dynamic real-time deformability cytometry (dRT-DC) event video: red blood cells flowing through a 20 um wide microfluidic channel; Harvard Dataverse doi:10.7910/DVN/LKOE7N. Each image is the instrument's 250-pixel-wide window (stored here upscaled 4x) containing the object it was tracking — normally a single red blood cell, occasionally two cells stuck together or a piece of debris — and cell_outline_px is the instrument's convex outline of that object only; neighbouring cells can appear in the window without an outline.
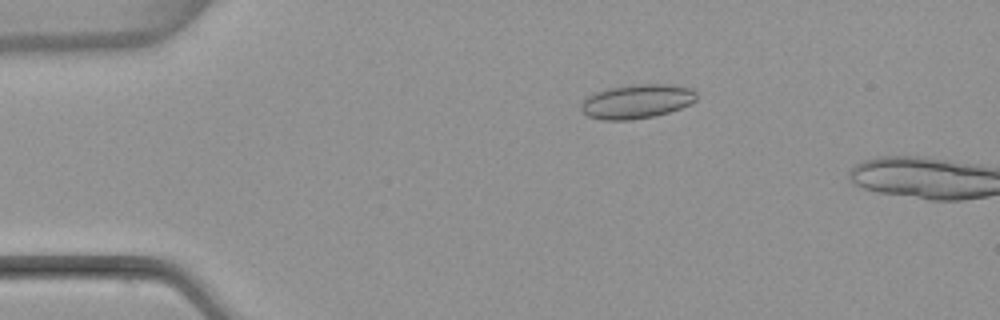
{"species": "common noctule bat (a hibernating species)", "species_latin": "Nyctalus noctula", "temperature_condition": "warm", "stored_images_in_passage": 4, "camera_frame_rate_fps": 3000, "um_per_image_px": 0.085, "animal": {"sex": "female", "body_mass_g": 22.7, "forearm_length_mm": 54.2}, "frame": {"image": 1, "passage_image": 3, "time_ms": 2.333, "image_size_px": [1000, 320], "cell_outline_px": [[696, 100], [680, 108], [668, 112], [652, 116], [628, 120], [604, 120], [588, 116], [580, 108], [580, 104], [588, 96], [596, 92], [608, 88], [632, 84], [672, 84], [692, 88], [696, 92]], "centroid_in_image_um": [54.13, 8.6], "position_along_channel_um": 30.9, "area_um2": 22.89}}